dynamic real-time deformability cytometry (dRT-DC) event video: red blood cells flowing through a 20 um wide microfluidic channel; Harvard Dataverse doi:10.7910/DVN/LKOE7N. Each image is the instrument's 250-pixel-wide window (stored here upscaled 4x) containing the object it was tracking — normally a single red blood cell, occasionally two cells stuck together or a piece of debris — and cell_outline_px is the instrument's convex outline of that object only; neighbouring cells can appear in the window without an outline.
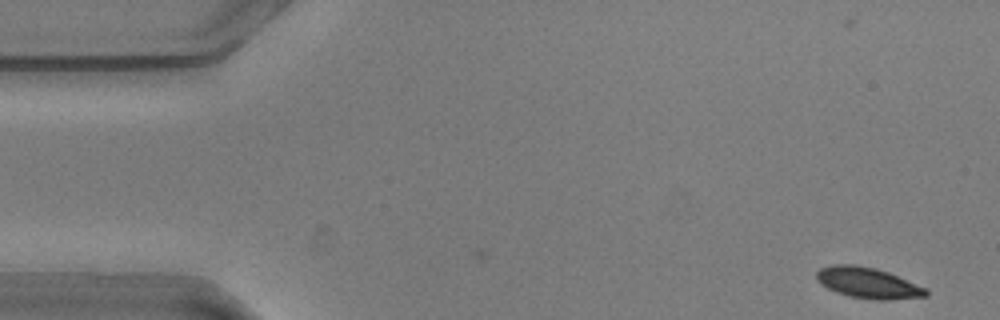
{"species": "common noctule bat (a hibernating species)", "species_latin": "Nyctalus noctula", "temperature_condition": "warm", "stored_images_in_passage": 47, "camera_frame_rate_fps": 3000, "um_per_image_px": 0.085, "animal": {"sex": "male", "body_mass_g": 20.5, "forearm_length_mm": 52.5}, "frame": {"image": 1, "passage_image": 2, "time_ms": 0.333, "image_size_px": [1000, 320], "cell_outline_px": [[928, 296], [892, 300], [872, 300], [848, 296], [836, 292], [820, 284], [816, 280], [816, 272], [820, 268], [832, 264], [856, 264], [876, 268], [888, 272], [928, 288]], "centroid_in_image_um": [73.78, 24.05], "position_along_channel_um": 11.2, "area_um2": 20.06}}
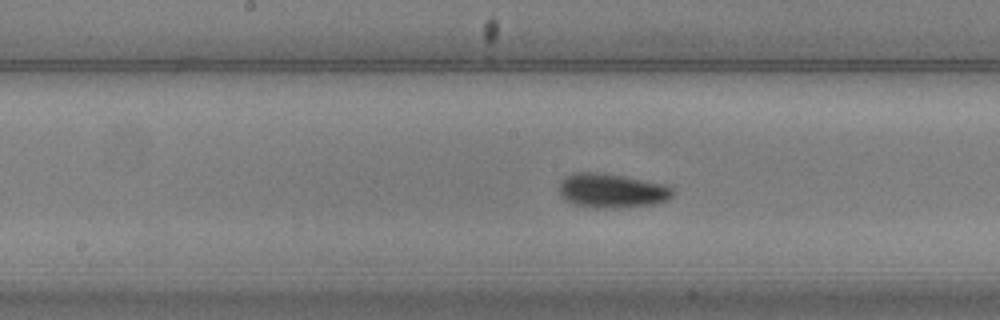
{"frame": {"image": 2, "passage_image": 27, "time_ms": 8.667, "image_size_px": [1000, 320], "cell_outline_px": [[676, 192], [668, 200], [652, 204], [620, 208], [600, 208], [576, 204], [564, 200], [560, 196], [556, 188], [560, 180], [576, 172], [596, 172], [624, 176], [664, 184], [672, 188]], "centroid_in_image_um": [51.97, 16.21], "position_along_channel_um": 196.2, "area_um2": 22.89}}
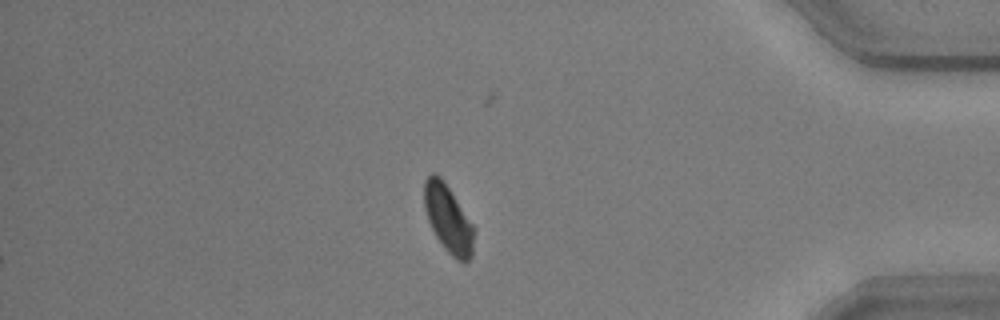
{"frame": {"image": 3, "passage_image": 47, "time_ms": 15.333, "image_size_px": [1000, 320], "cell_outline_px": [[472, 256], [464, 264], [456, 260], [444, 248], [436, 236], [428, 220], [424, 208], [424, 180], [432, 172], [436, 172], [444, 180], [472, 224]], "centroid_in_image_um": [38.06, 18.57], "position_along_channel_um": 397.1, "area_um2": 19.36}, "authors_computed_cell_mechanics": {"area_um2": 20.6924, "velocity_mm_per_s": 3.5826, "shape_relaxation_time_tau1_ms": 3.7128, "shape_relaxation_time_tau2_ms": null, "deformation_change_tau1": 0.118, "deformation_change_tau2": null}}